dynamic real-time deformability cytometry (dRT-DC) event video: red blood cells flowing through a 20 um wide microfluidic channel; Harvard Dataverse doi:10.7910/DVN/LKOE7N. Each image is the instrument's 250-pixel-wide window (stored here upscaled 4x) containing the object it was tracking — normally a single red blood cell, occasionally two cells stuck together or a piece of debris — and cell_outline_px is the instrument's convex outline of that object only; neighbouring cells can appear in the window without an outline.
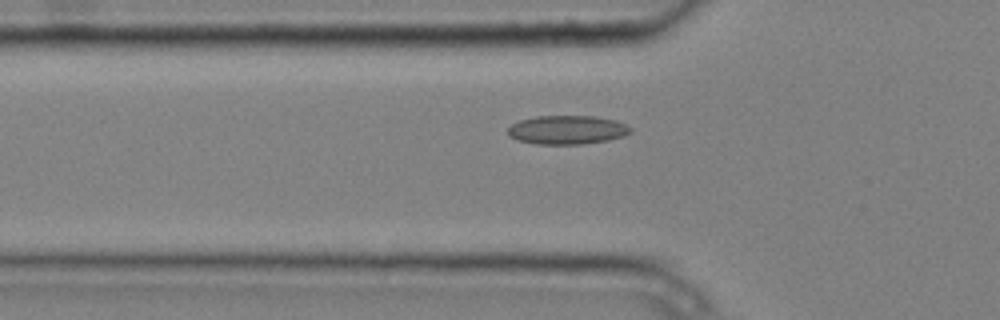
{"species": "common noctule bat (a hibernating species)", "species_latin": "Nyctalus noctula", "temperature_condition": "cold", "stored_images_in_passage": 8, "camera_frame_rate_fps": 3000, "um_per_image_px": 0.085, "animal": {"sex": "male", "body_mass_g": 20.4}, "frame": {"image": 1, "passage_image": 2, "time_ms": 0.333, "image_size_px": [1000, 320], "cell_outline_px": [[632, 132], [624, 136], [608, 140], [580, 144], [536, 144], [516, 140], [508, 136], [508, 128], [512, 124], [520, 120], [536, 116], [596, 116], [616, 120], [632, 128]], "centroid_in_image_um": [48.2, 11.04], "position_along_channel_um": 77.6, "area_um2": 20.69}}
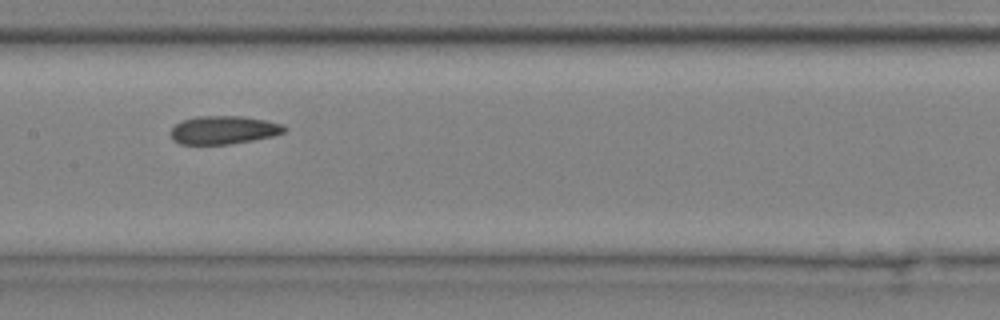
{"frame": {"image": 2, "passage_image": 5, "time_ms": 1.333, "image_size_px": [1000, 320], "cell_outline_px": [[288, 128], [284, 132], [272, 136], [252, 140], [228, 144], [180, 144], [172, 140], [172, 128], [176, 124], [184, 120], [196, 116], [240, 116], [264, 120], [284, 124]], "centroid_in_image_um": [19.02, 11.05], "position_along_channel_um": 188.4, "area_um2": 18.55}}
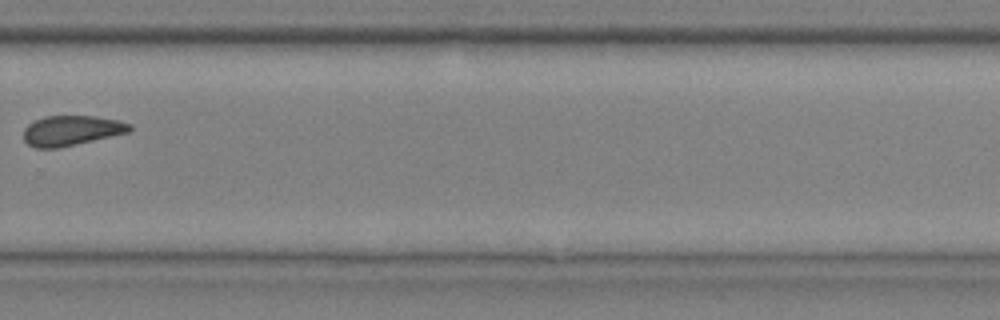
{"frame": {"image": 3, "passage_image": 8, "time_ms": 2.333, "image_size_px": [1000, 320], "cell_outline_px": [[132, 132], [56, 148], [36, 148], [28, 144], [24, 140], [24, 128], [28, 124], [44, 116], [96, 116], [116, 120], [132, 124]], "centroid_in_image_um": [6.09, 11.09], "position_along_channel_um": 323.7, "area_um2": 18.55}}